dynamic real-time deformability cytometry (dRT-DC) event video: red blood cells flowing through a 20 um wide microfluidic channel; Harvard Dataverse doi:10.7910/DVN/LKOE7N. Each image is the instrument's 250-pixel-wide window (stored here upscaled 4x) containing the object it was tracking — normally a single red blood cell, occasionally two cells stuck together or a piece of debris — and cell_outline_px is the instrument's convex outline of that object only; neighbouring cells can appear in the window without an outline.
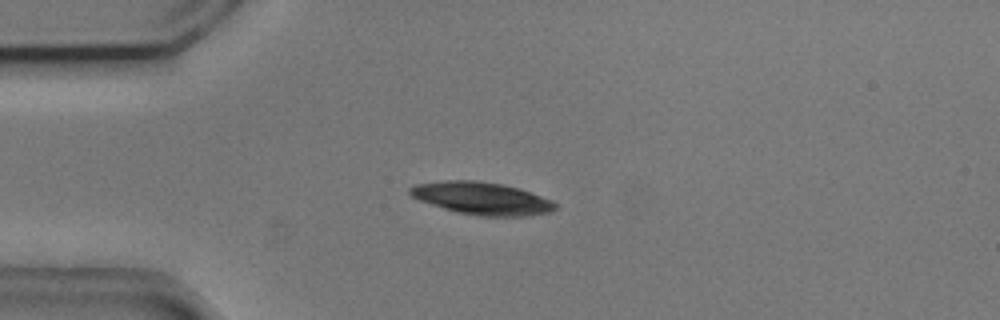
{"species": "common noctule bat (a hibernating species)", "species_latin": "Nyctalus noctula", "temperature_condition": "cold", "stored_images_in_passage": 4, "camera_frame_rate_fps": 3000, "um_per_image_px": 0.085, "animal": {"sex": "male", "body_mass_g": 20.5, "forearm_length_mm": 52.5}, "frame": {"image": 1, "passage_image": 1, "time_ms": 0.0, "image_size_px": [1000, 320], "cell_outline_px": [[556, 208], [548, 212], [524, 216], [480, 216], [456, 212], [420, 200], [412, 196], [408, 192], [408, 188], [416, 184], [444, 180], [476, 180], [504, 184], [520, 188], [552, 200], [556, 204]], "centroid_in_image_um": [40.95, 16.85], "position_along_channel_um": 44.1, "area_um2": 27.46}}